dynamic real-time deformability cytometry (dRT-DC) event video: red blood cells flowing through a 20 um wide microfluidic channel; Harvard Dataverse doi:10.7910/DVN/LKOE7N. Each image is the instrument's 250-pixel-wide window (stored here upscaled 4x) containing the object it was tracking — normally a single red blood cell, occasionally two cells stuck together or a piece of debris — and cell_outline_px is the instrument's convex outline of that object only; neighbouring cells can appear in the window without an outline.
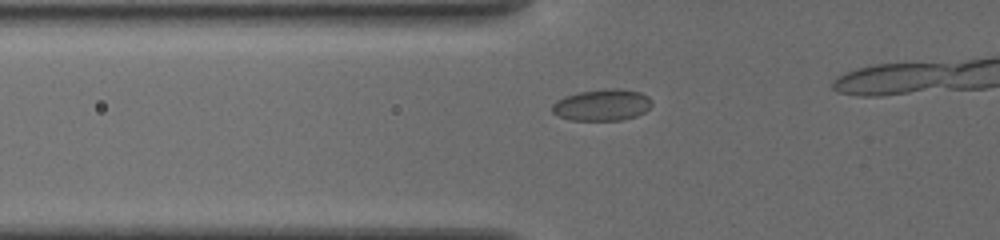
{"species": "common noctule bat (a hibernating species)", "species_latin": "Nyctalus noctula", "temperature_condition": "cold", "stored_images_in_passage": 9, "camera_frame_rate_fps": 3000, "um_per_image_px": 0.085, "animal": {"sex": "female", "body_mass_g": 19.5, "forearm_length_mm": 54.1}, "frame": {"image": 1, "passage_image": 7, "time_ms": 4.0, "image_size_px": [1000, 240], "cell_outline_px": [[652, 104], [644, 112], [636, 116], [620, 120], [568, 120], [552, 112], [552, 104], [556, 100], [564, 96], [580, 92], [604, 88], [620, 88], [640, 92], [648, 96], [652, 100]], "centroid_in_image_um": [51.17, 8.91], "position_along_channel_um": 74.6, "area_um2": 18.44}}